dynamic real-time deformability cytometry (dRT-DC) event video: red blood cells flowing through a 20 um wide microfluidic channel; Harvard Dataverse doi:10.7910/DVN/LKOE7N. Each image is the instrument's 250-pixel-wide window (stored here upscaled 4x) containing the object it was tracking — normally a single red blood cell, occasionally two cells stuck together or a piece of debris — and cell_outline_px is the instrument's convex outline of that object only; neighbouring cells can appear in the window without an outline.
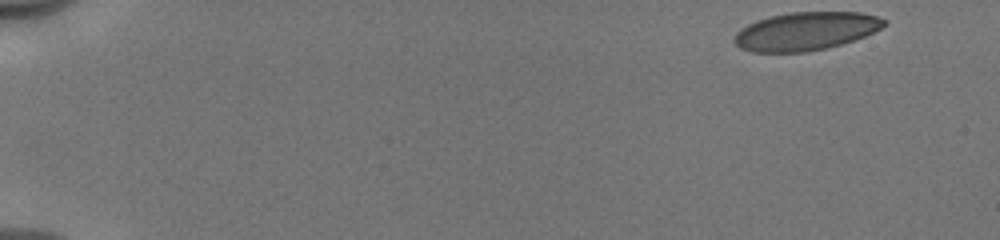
{"species": "human", "species_latin": "Homo sapiens", "temperature_condition": "cold", "stored_images_in_passage": 50, "camera_frame_rate_fps": 3000, "um_per_image_px": 0.085, "donor": {"sex": "male"}, "frame": {"image": 1, "passage_image": 1, "time_ms": 0.0, "image_size_px": [1000, 240], "cell_outline_px": [[888, 24], [864, 36], [840, 44], [824, 48], [804, 52], [752, 52], [740, 48], [732, 40], [736, 32], [740, 28], [756, 20], [772, 16], [792, 12], [860, 12], [876, 16], [888, 20]], "centroid_in_image_um": [68.46, 2.65], "position_along_channel_um": 16.5, "area_um2": 33.23}}
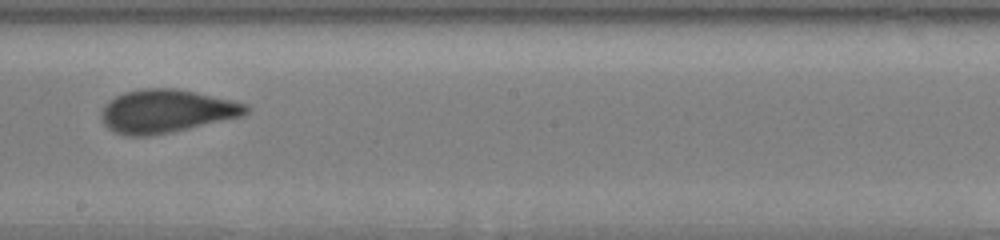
{"frame": {"image": 2, "passage_image": 29, "time_ms": 9.333, "image_size_px": [1000, 240], "cell_outline_px": [[252, 108], [244, 116], [172, 132], [148, 136], [124, 136], [112, 132], [100, 120], [100, 112], [104, 104], [108, 100], [124, 92], [140, 88], [176, 88], [248, 104]], "centroid_in_image_um": [14.1, 9.46], "position_along_channel_um": 234.1, "area_um2": 36.88}}
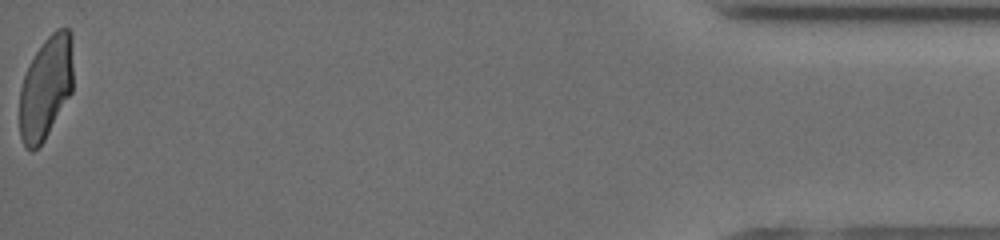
{"frame": {"image": 3, "passage_image": 50, "time_ms": 16.333, "image_size_px": [1000, 240], "cell_outline_px": [[72, 92], [44, 140], [32, 152], [24, 144], [20, 136], [20, 88], [24, 76], [36, 52], [44, 40], [56, 28], [68, 28], [72, 32]], "centroid_in_image_um": [3.91, 7.42], "position_along_channel_um": 431.3, "area_um2": 31.91}, "authors_computed_cell_mechanics": {"area_um2": 34.969, "velocity_mm_per_s": 3.9745, "shape_relaxation_time_tau1_ms": 5.5744, "shape_relaxation_time_tau2_ms": 0.7342, "deformation_change_tau1": 0.1605, "deformation_change_tau2": 0.0582}}